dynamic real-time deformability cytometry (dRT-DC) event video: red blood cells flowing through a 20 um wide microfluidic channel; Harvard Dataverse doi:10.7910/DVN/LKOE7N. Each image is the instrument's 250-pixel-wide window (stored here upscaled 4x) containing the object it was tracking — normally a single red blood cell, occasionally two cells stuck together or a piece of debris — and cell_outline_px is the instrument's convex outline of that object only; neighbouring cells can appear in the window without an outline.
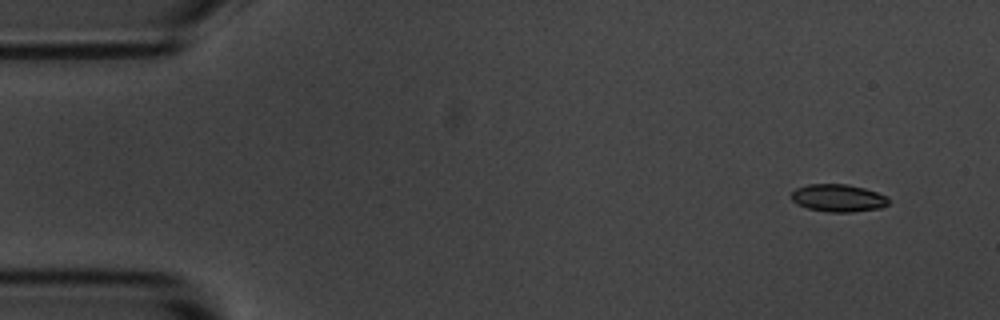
{"species": "common noctule bat (a hibernating species)", "species_latin": "Nyctalus noctula", "temperature_condition": "room temperature", "stored_images_in_passage": 9, "camera_frame_rate_fps": 3000, "um_per_image_px": 0.085, "animal": {"sex": "male", "body_mass_g": 20.1, "forearm_length_mm": 53.5}, "frame": {"image": 1, "passage_image": 1, "time_ms": 0.0, "image_size_px": [1000, 320], "cell_outline_px": [[888, 204], [880, 208], [852, 212], [828, 212], [808, 208], [796, 204], [792, 200], [792, 192], [796, 188], [808, 184], [848, 184], [864, 188], [888, 196]], "centroid_in_image_um": [71.24, 16.83], "position_along_channel_um": 13.8, "area_um2": 15.61}}
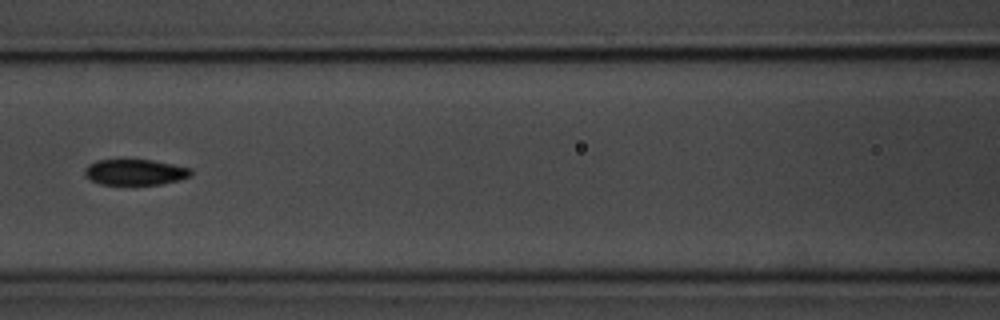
{"frame": {"image": 2, "passage_image": 6, "time_ms": 6.667, "image_size_px": [1000, 320], "cell_outline_px": [[192, 176], [180, 180], [160, 184], [100, 184], [84, 176], [84, 168], [88, 164], [96, 160], [120, 156], [152, 160], [192, 168]], "centroid_in_image_um": [11.44, 14.57], "position_along_channel_um": 155.2, "area_um2": 16.82}}
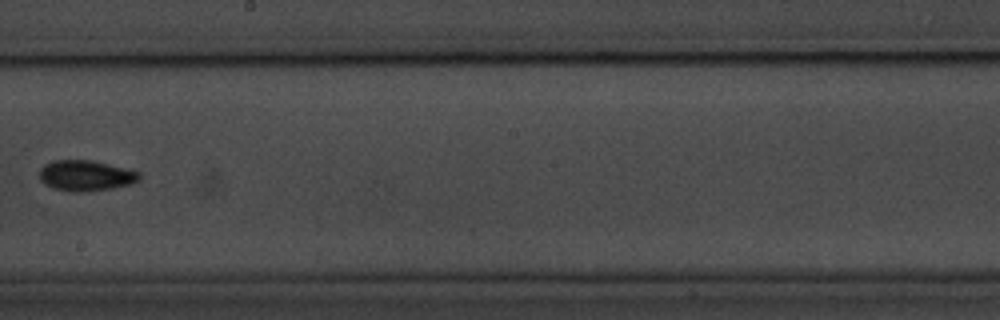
{"frame": {"image": 3, "passage_image": 8, "time_ms": 9.0, "image_size_px": [1000, 320], "cell_outline_px": [[140, 180], [128, 184], [112, 188], [84, 192], [72, 192], [52, 188], [44, 184], [40, 180], [40, 168], [44, 164], [52, 160], [92, 160], [140, 172]], "centroid_in_image_um": [7.25, 14.93], "position_along_channel_um": 241.0, "area_um2": 17.86}}